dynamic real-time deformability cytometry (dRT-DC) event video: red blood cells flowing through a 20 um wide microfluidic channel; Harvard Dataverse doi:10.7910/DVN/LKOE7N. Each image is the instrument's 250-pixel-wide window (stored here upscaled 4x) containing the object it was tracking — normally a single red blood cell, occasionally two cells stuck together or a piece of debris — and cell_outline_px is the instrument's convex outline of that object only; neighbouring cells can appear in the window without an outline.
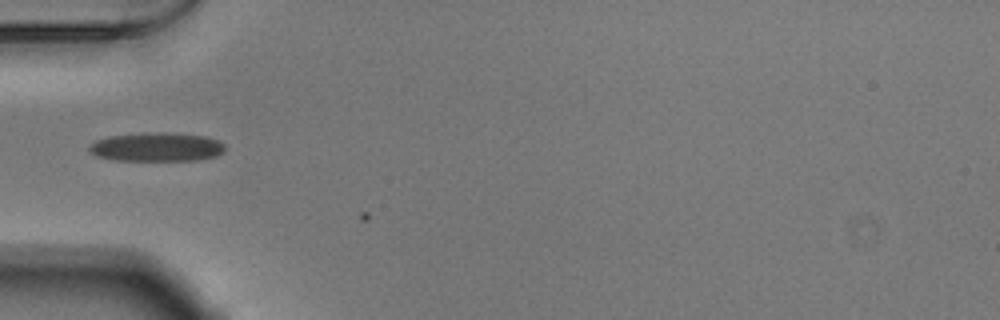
{"species": "Egyptian fruit bat (a non-hibernating species)", "species_latin": "Rousettus aegyptiacus", "temperature_condition": "warm", "stored_images_in_passage": 7, "camera_frame_rate_fps": 3000, "um_per_image_px": 0.085, "animal": {"sex": "male"}, "frame": {"image": 1, "passage_image": 5, "time_ms": 1.333, "image_size_px": [1000, 320], "cell_outline_px": [[224, 152], [216, 156], [196, 160], [112, 160], [96, 156], [88, 152], [88, 148], [96, 140], [112, 136], [148, 132], [168, 132], [204, 136], [220, 140], [224, 144]], "centroid_in_image_um": [13.33, 12.49], "position_along_channel_um": 71.7, "area_um2": 22.89}}